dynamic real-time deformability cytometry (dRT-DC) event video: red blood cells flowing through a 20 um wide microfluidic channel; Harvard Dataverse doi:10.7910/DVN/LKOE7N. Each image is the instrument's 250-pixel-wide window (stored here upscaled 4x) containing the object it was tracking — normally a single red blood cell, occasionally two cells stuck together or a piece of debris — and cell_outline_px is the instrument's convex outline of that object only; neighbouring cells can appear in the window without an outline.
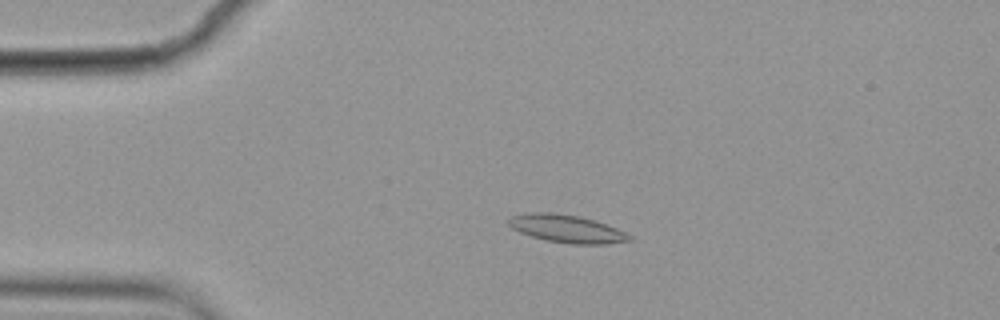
{"species": "common noctule bat (a hibernating species)", "species_latin": "Nyctalus noctula", "temperature_condition": "cold", "stored_images_in_passage": 5, "camera_frame_rate_fps": 3000, "um_per_image_px": 0.085, "animal": {"sex": "female", "body_mass_g": 19.9}, "frame": {"image": 1, "passage_image": 4, "time_ms": 1.0, "image_size_px": [1000, 320], "cell_outline_px": [[632, 240], [608, 244], [572, 244], [544, 240], [520, 232], [512, 228], [508, 224], [508, 220], [512, 216], [524, 212], [552, 212], [580, 216], [596, 220], [616, 228], [632, 236]], "centroid_in_image_um": [48.17, 19.43], "position_along_channel_um": 36.8, "area_um2": 19.71}}